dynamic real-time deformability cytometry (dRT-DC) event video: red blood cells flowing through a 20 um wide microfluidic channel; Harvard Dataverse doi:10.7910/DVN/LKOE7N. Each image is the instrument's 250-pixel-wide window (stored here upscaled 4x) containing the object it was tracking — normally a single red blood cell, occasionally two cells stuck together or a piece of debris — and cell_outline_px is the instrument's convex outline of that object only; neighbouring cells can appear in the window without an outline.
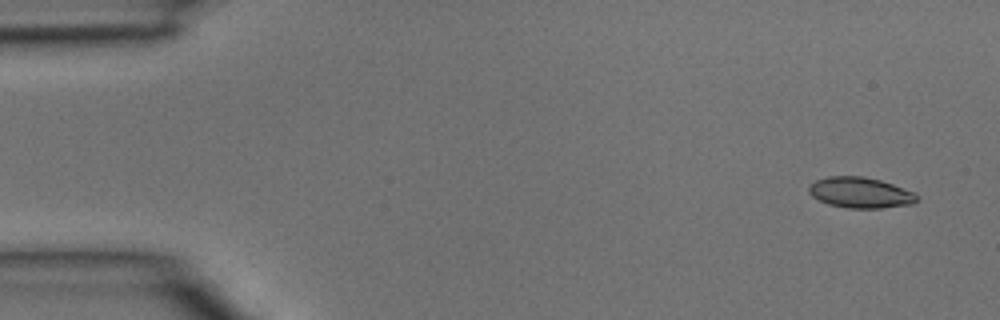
{"species": "common noctule bat (a hibernating species)", "species_latin": "Nyctalus noctula", "temperature_condition": "room temperature", "stored_images_in_passage": 39, "camera_frame_rate_fps": 3000, "um_per_image_px": 0.085, "animal": {"sex": "male", "body_mass_g": 15.6}, "frame": {"image": 1, "passage_image": 1, "time_ms": 0.0, "image_size_px": [1000, 320], "cell_outline_px": [[920, 200], [912, 204], [880, 208], [848, 208], [828, 204], [812, 196], [808, 192], [808, 188], [816, 180], [828, 176], [864, 176], [880, 180], [916, 192]], "centroid_in_image_um": [73.17, 16.37], "position_along_channel_um": 11.8, "area_um2": 19.42}}
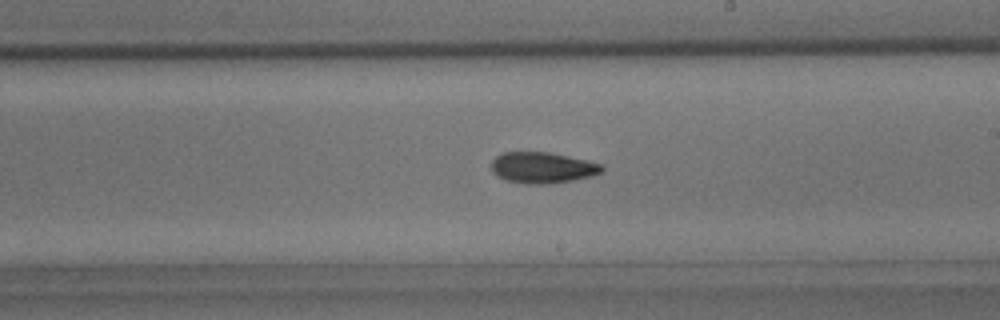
{"frame": {"image": 2, "passage_image": 22, "time_ms": 7.0, "image_size_px": [1000, 320], "cell_outline_px": [[604, 168], [600, 172], [592, 176], [572, 180], [548, 184], [528, 184], [504, 180], [496, 176], [492, 172], [492, 160], [496, 156], [504, 152], [548, 152], [588, 160], [604, 164]], "centroid_in_image_um": [46.1, 14.25], "position_along_channel_um": 242.9, "area_um2": 20.11}}
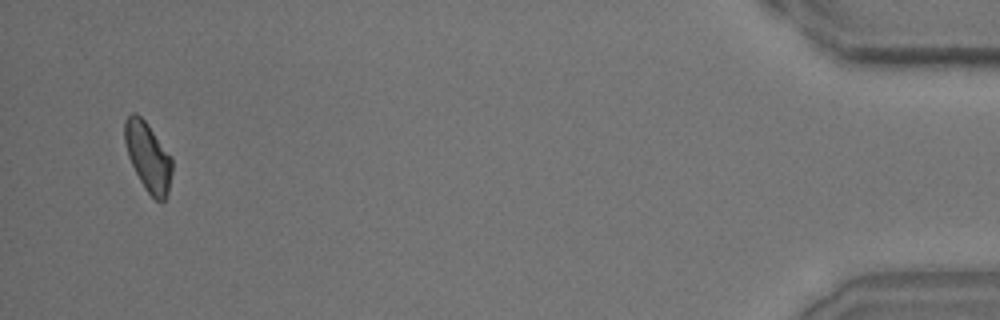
{"frame": {"image": 3, "passage_image": 38, "time_ms": 12.333, "image_size_px": [1000, 320], "cell_outline_px": [[172, 172], [168, 196], [160, 204], [144, 188], [128, 156], [124, 140], [124, 120], [132, 112], [136, 112], [148, 124], [172, 156]], "centroid_in_image_um": [12.6, 13.33], "position_along_channel_um": 422.6, "area_um2": 19.25}}